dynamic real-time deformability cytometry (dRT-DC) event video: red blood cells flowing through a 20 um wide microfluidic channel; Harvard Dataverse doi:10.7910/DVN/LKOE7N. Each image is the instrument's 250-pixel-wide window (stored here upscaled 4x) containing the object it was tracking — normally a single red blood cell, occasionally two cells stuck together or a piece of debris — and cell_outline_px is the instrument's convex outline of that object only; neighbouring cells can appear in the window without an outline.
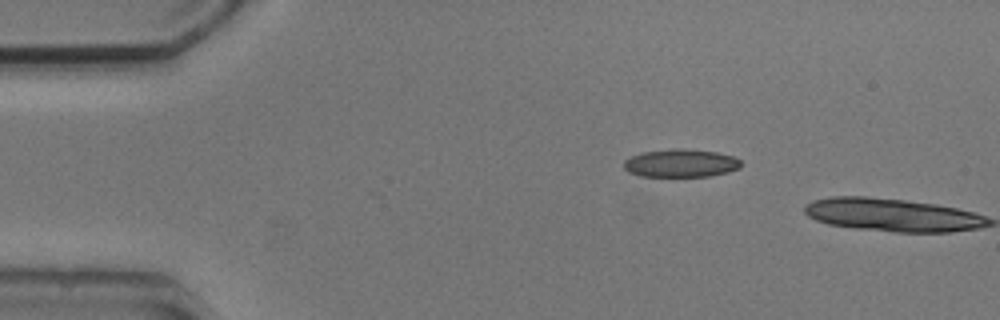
{"species": "common noctule bat (a hibernating species)", "species_latin": "Nyctalus noctula", "temperature_condition": "cold", "stored_images_in_passage": 2, "camera_frame_rate_fps": 3000, "um_per_image_px": 0.085, "animal": {"sex": "male", "body_mass_g": 20.5, "forearm_length_mm": 52.5}, "frame": {"image": 1, "passage_image": 1, "time_ms": 0.0, "image_size_px": [1000, 320], "cell_outline_px": [[740, 168], [728, 172], [712, 176], [640, 176], [628, 172], [624, 168], [624, 160], [640, 152], [676, 148], [680, 148], [716, 152], [732, 156], [740, 160]], "centroid_in_image_um": [57.85, 13.87], "position_along_channel_um": 27.2, "area_um2": 19.13}}